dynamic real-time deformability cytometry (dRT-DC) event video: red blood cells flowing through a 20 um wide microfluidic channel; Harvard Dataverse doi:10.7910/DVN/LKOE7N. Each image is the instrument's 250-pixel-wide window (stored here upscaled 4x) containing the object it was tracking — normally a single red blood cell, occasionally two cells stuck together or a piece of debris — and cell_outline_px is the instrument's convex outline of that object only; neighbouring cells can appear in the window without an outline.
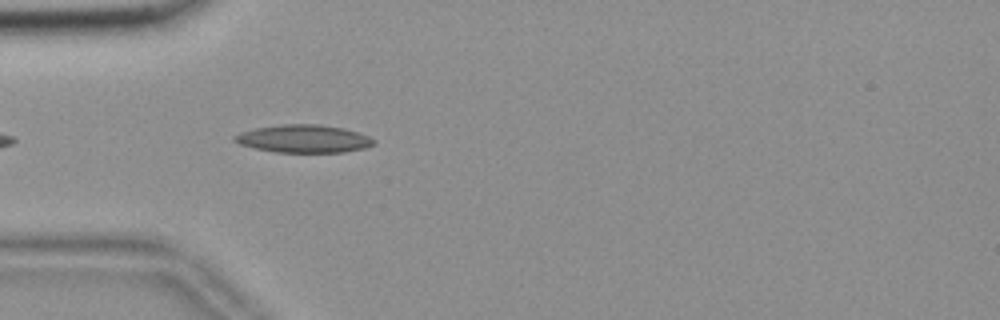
{"species": "common noctule bat (a hibernating species)", "species_latin": "Nyctalus noctula", "temperature_condition": "room temperature", "stored_images_in_passage": 9, "camera_frame_rate_fps": 3000, "um_per_image_px": 0.085, "animal": {"sex": "female", "body_mass_g": 18.4}, "frame": {"image": 1, "passage_image": 4, "time_ms": 1.0, "image_size_px": [1000, 320], "cell_outline_px": [[376, 144], [364, 148], [344, 152], [276, 152], [256, 148], [240, 144], [232, 140], [232, 136], [240, 132], [256, 128], [284, 124], [316, 124], [344, 128], [368, 136], [376, 140]], "centroid_in_image_um": [25.81, 11.79], "position_along_channel_um": 59.2, "area_um2": 22.48}}